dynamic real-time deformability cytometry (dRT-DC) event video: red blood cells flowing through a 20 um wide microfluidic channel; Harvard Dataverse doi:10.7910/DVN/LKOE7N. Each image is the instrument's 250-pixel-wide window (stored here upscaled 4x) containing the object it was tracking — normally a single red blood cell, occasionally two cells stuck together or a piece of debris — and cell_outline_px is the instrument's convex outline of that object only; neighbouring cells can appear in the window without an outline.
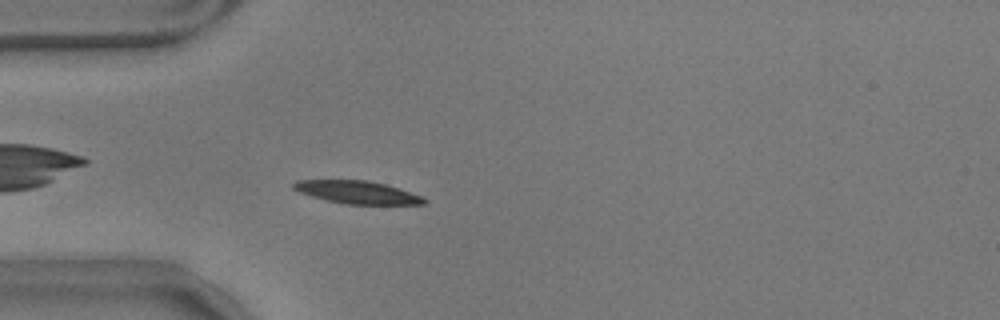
{"species": "common noctule bat (a hibernating species)", "species_latin": "Nyctalus noctula", "temperature_condition": "warm", "stored_images_in_passage": 45, "camera_frame_rate_fps": 3000, "um_per_image_px": 0.085, "animal": {"sex": "male", "body_mass_g": 17.9}, "frame": {"image": 1, "passage_image": 4, "time_ms": 1.0, "image_size_px": [1000, 320], "cell_outline_px": [[428, 200], [424, 204], [344, 204], [312, 196], [300, 192], [292, 188], [292, 184], [296, 180], [368, 180], [384, 184], [420, 196]], "centroid_in_image_um": [30.32, 16.34], "position_along_channel_um": 54.7, "area_um2": 16.99}}
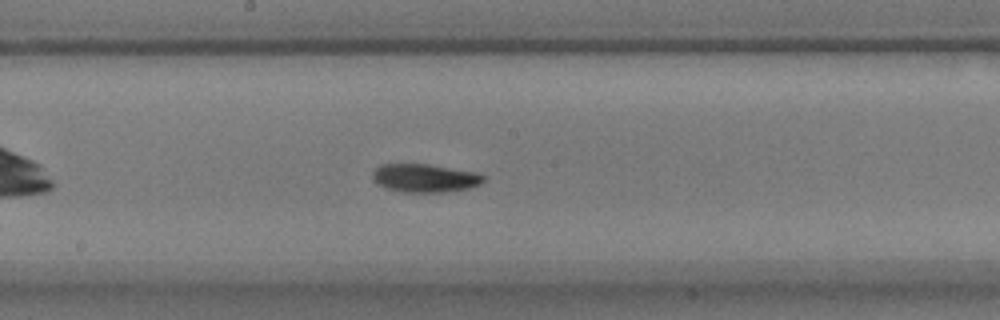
{"frame": {"image": 2, "passage_image": 18, "time_ms": 5.667, "image_size_px": [1000, 320], "cell_outline_px": [[484, 180], [480, 184], [468, 188], [440, 192], [404, 192], [388, 188], [376, 184], [372, 176], [372, 172], [380, 164], [428, 164], [476, 172], [484, 176]], "centroid_in_image_um": [36.08, 15.12], "position_along_channel_um": 212.1, "area_um2": 18.15}}
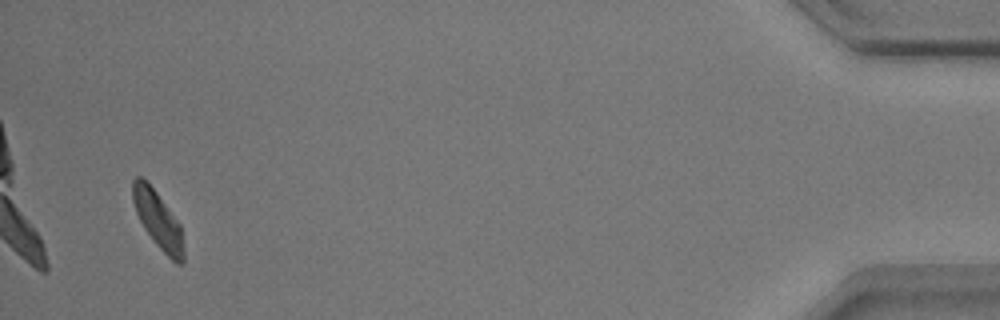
{"frame": {"image": 3, "passage_image": 43, "time_ms": 14.0, "image_size_px": [1000, 320], "cell_outline_px": [[184, 260], [180, 264], [176, 264], [156, 244], [144, 228], [136, 212], [132, 200], [132, 180], [136, 176], [140, 176], [156, 192], [180, 224], [184, 252]], "centroid_in_image_um": [13.42, 18.7], "position_along_channel_um": 421.8, "area_um2": 16.59}, "authors_computed_cell_mechanics": {"area_um2": 17.5712, "velocity_mm_per_s": 3.4909, "shape_relaxation_time_tau1_ms": 4.6003, "shape_relaxation_time_tau2_ms": 4.3391, "deformation_change_tau1": 0.1361, "deformation_change_tau2": 0.0856}}